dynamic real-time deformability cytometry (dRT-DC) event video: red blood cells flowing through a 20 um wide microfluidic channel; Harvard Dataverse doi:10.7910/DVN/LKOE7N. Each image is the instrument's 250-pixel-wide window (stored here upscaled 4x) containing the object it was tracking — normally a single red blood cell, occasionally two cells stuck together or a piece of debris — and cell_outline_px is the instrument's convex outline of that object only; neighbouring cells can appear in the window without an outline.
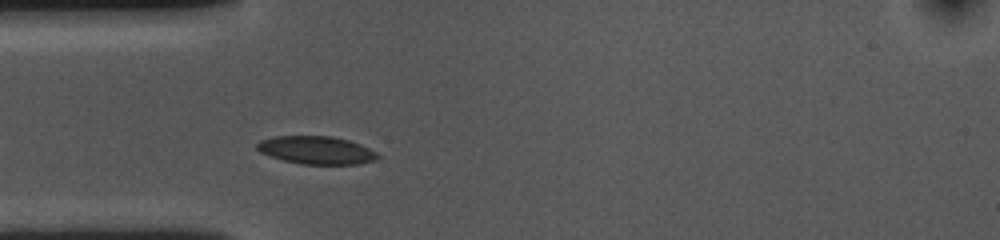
{"species": "common noctule bat (a hibernating species)", "species_latin": "Nyctalus noctula", "temperature_condition": "cold", "stored_images_in_passage": 30, "camera_frame_rate_fps": 3000, "um_per_image_px": 0.085, "animal": {"sex": "female", "body_mass_g": 10.0, "forearm_length_mm": 53.1}, "frame": {"image": 1, "passage_image": 5, "time_ms": 1.333, "image_size_px": [1000, 240], "cell_outline_px": [[380, 156], [376, 160], [360, 164], [300, 164], [284, 160], [260, 152], [256, 148], [256, 144], [260, 140], [276, 136], [332, 136], [348, 140], [360, 144], [376, 152]], "centroid_in_image_um": [26.9, 12.76], "position_along_channel_um": 58.1, "area_um2": 19.59}}
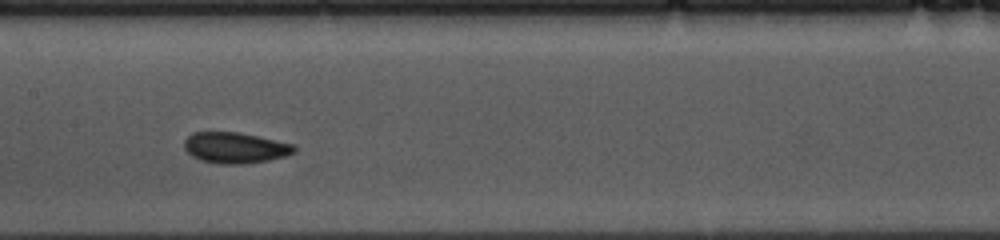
{"frame": {"image": 2, "passage_image": 16, "time_ms": 5.0, "image_size_px": [1000, 240], "cell_outline_px": [[296, 152], [288, 156], [268, 160], [244, 164], [220, 164], [200, 160], [192, 156], [184, 148], [184, 140], [192, 132], [240, 132], [296, 144]], "centroid_in_image_um": [20.03, 12.56], "position_along_channel_um": 187.4, "area_um2": 20.11}}
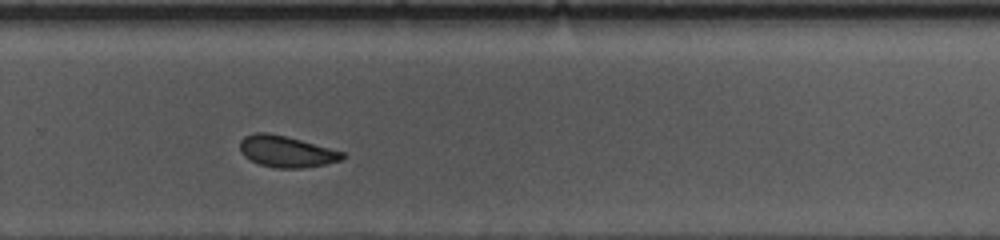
{"frame": {"image": 3, "passage_image": 26, "time_ms": 8.333, "image_size_px": [1000, 240], "cell_outline_px": [[348, 156], [340, 160], [324, 164], [300, 168], [276, 168], [260, 164], [244, 156], [240, 152], [240, 140], [244, 136], [256, 132], [268, 132], [300, 140], [344, 152]], "centroid_in_image_um": [24.32, 12.87], "position_along_channel_um": 305.5, "area_um2": 18.55}}